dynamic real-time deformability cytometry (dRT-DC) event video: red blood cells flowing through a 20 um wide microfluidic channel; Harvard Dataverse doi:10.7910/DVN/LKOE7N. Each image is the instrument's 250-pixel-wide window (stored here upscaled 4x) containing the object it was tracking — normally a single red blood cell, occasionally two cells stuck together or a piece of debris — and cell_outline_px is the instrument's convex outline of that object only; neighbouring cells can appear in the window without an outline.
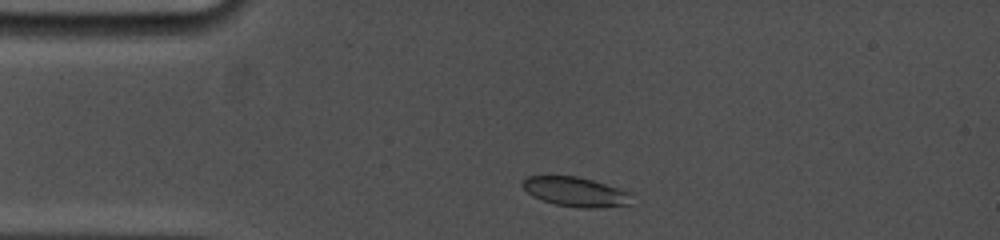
{"species": "common noctule bat (a hibernating species)", "species_latin": "Nyctalus noctula", "temperature_condition": "cold", "stored_images_in_passage": 52, "camera_frame_rate_fps": 5000, "um_per_image_px": 0.085, "animal": {"sex": "female", "body_mass_g": 19.0, "forearm_length_mm": 53.3}, "frame": {"image": 1, "passage_image": 3, "time_ms": 0.6, "image_size_px": [1000, 240], "cell_outline_px": [[636, 192], [628, 204], [596, 208], [584, 208], [556, 204], [532, 196], [520, 184], [520, 180], [528, 176], [576, 176], [592, 180]], "centroid_in_image_um": [48.97, 16.29], "position_along_channel_um": 36.0, "area_um2": 18.9}}
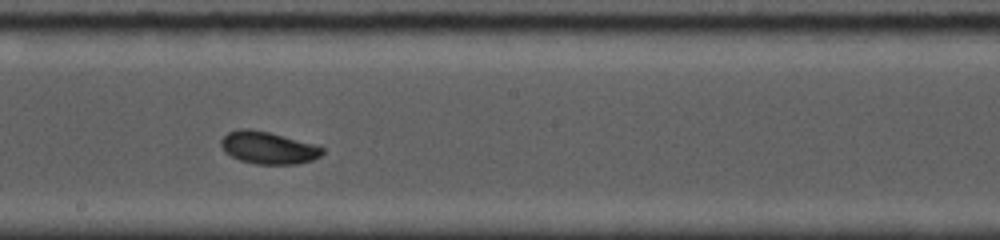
{"frame": {"image": 2, "passage_image": 26, "time_ms": 6.4, "image_size_px": [1000, 240], "cell_outline_px": [[324, 152], [320, 156], [312, 160], [296, 164], [256, 164], [240, 160], [224, 152], [220, 144], [220, 140], [228, 132], [240, 128], [248, 128], [268, 132], [316, 144], [324, 148]], "centroid_in_image_um": [22.79, 12.55], "position_along_channel_um": 225.4, "area_um2": 19.13}}
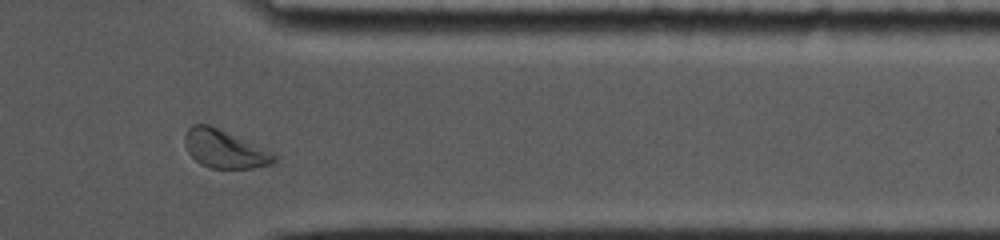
{"frame": {"image": 3, "passage_image": 45, "time_ms": 10.8, "image_size_px": [1000, 240], "cell_outline_px": [[276, 160], [272, 164], [252, 168], [208, 168], [200, 164], [188, 152], [184, 144], [184, 136], [188, 128], [192, 124], [208, 124], [272, 152], [276, 156]], "centroid_in_image_um": [19.05, 12.67], "position_along_channel_um": 392.4, "area_um2": 19.59}, "authors_computed_cell_mechanics": {"area_um2": 19.1029, "velocity_mm_per_s": 3.7955, "shape_relaxation_time_tau1_ms": 9.4994, "shape_relaxation_time_tau2_ms": null, "deformation_change_tau1": 0.2081, "deformation_change_tau2": null}}